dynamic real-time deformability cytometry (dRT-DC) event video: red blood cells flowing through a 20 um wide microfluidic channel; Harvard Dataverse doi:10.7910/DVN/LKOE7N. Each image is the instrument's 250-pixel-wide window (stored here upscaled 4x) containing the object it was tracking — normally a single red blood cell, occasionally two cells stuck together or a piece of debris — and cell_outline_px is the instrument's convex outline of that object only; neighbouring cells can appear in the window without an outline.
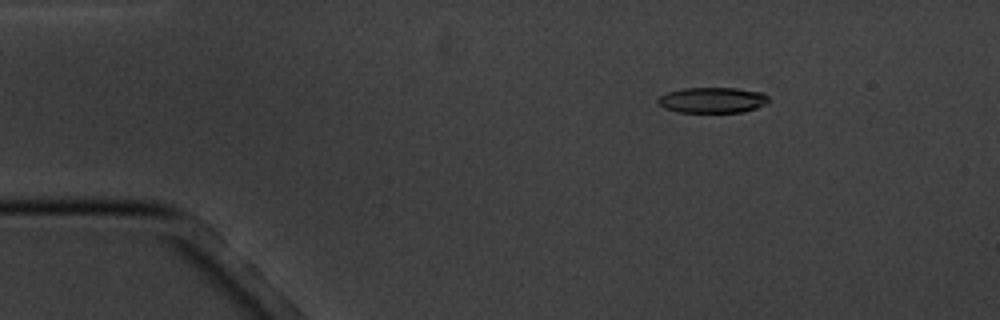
{"species": "common noctule bat (a hibernating species)", "species_latin": "Nyctalus noctula", "temperature_condition": "cold", "stored_images_in_passage": 13, "camera_frame_rate_fps": 3000, "um_per_image_px": 0.085, "animal": {"sex": "male", "body_mass_g": 20.1, "forearm_length_mm": 53.5}, "frame": {"image": 1, "passage_image": 3, "time_ms": 2.333, "image_size_px": [1000, 320], "cell_outline_px": [[768, 104], [744, 112], [676, 112], [664, 108], [656, 100], [660, 96], [668, 92], [684, 88], [736, 88], [760, 92], [768, 96]], "centroid_in_image_um": [60.56, 8.51], "position_along_channel_um": 24.4, "area_um2": 16.53}}
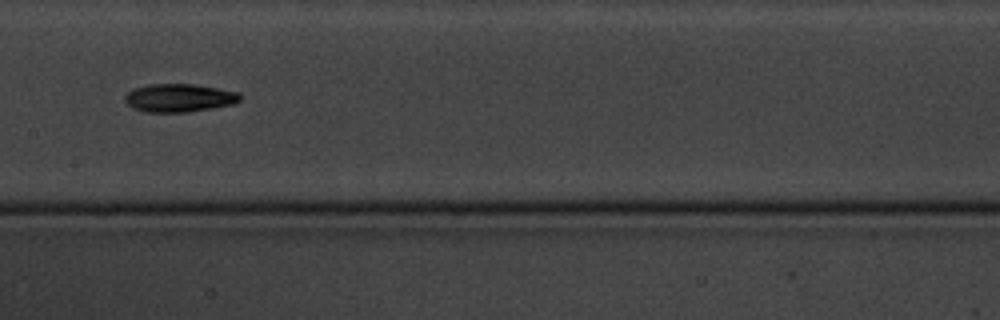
{"frame": {"image": 2, "passage_image": 9, "time_ms": 9.0, "image_size_px": [1000, 320], "cell_outline_px": [[240, 100], [232, 104], [212, 108], [188, 112], [144, 112], [132, 108], [124, 100], [124, 96], [132, 88], [148, 84], [192, 84], [216, 88], [236, 92], [240, 96]], "centroid_in_image_um": [15.15, 8.32], "position_along_channel_um": 192.2, "area_um2": 18.84}}
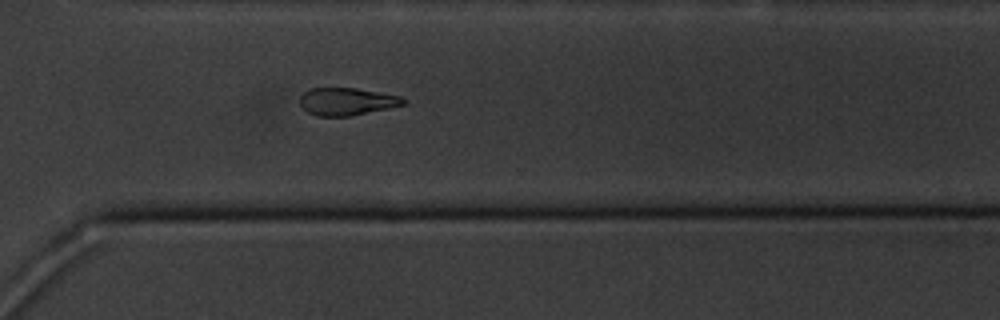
{"frame": {"image": 3, "passage_image": 13, "time_ms": 13.333, "image_size_px": [1000, 320], "cell_outline_px": [[404, 104], [388, 108], [352, 116], [316, 116], [308, 112], [300, 104], [300, 96], [308, 88], [356, 88], [400, 96], [404, 100]], "centroid_in_image_um": [29.43, 8.63], "position_along_channel_um": 341.2, "area_um2": 16.47}}